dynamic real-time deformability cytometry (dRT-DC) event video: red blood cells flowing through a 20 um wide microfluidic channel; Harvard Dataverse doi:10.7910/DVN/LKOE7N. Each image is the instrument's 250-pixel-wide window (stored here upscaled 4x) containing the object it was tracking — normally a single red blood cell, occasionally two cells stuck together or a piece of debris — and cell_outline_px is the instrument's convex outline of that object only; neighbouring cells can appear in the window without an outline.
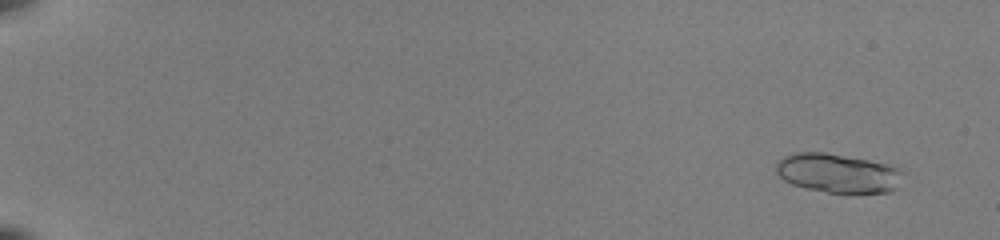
{"species": "common noctule bat (a hibernating species)", "species_latin": "Nyctalus noctula", "temperature_condition": "room temperature", "stored_images_in_passage": 55, "segment_of_instrument_passage": [1, 2], "camera_frame_rate_fps": 3000, "um_per_image_px": 0.085, "animal": {"sex": "female", "body_mass_g": 22.0, "forearm_length_mm": 56.7}, "frame": {"image": 1, "passage_image": 4, "time_ms": 1.0, "image_size_px": [1000, 240], "cell_outline_px": [[900, 188], [888, 192], [828, 192], [808, 188], [792, 184], [784, 180], [776, 172], [776, 164], [784, 156], [796, 152], [824, 152], [868, 160], [900, 168]], "centroid_in_image_um": [71.2, 14.71], "position_along_channel_um": 13.8, "area_um2": 28.5}}